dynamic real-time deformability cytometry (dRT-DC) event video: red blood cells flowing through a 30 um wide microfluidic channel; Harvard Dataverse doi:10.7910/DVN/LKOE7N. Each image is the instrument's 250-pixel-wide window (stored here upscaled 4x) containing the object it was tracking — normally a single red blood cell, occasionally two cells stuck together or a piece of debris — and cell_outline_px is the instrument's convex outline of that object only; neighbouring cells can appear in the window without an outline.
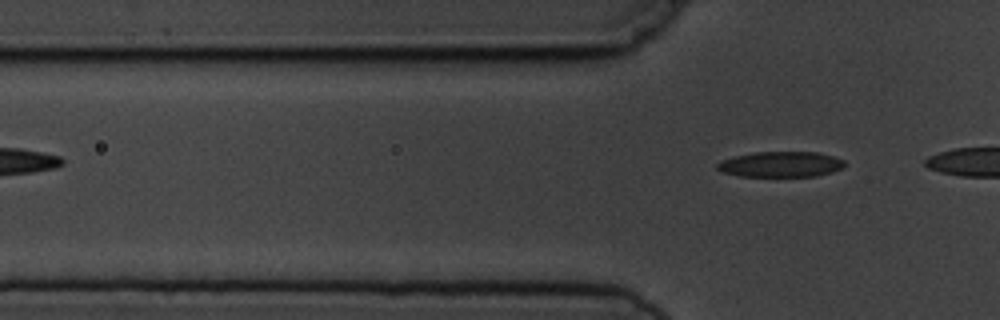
{"species": "common noctule bat (a hibernating species)", "species_latin": "Nyctalus noctula", "temperature_condition": "cold", "stored_images_in_passage": 3, "camera_frame_rate_fps": 3000, "um_per_image_px": 0.085, "animal": {"sex": "male", "body_mass_g": 19.5, "forearm_length_mm": 54.6}, "frame": {"image": 1, "passage_image": 3, "time_ms": 2.333, "image_size_px": [1000, 320], "cell_outline_px": [[844, 168], [832, 172], [816, 176], [740, 176], [724, 172], [716, 168], [716, 164], [720, 160], [752, 152], [816, 152], [832, 156], [844, 160]], "centroid_in_image_um": [66.36, 13.96], "position_along_channel_um": 59.4, "area_um2": 18.9}}